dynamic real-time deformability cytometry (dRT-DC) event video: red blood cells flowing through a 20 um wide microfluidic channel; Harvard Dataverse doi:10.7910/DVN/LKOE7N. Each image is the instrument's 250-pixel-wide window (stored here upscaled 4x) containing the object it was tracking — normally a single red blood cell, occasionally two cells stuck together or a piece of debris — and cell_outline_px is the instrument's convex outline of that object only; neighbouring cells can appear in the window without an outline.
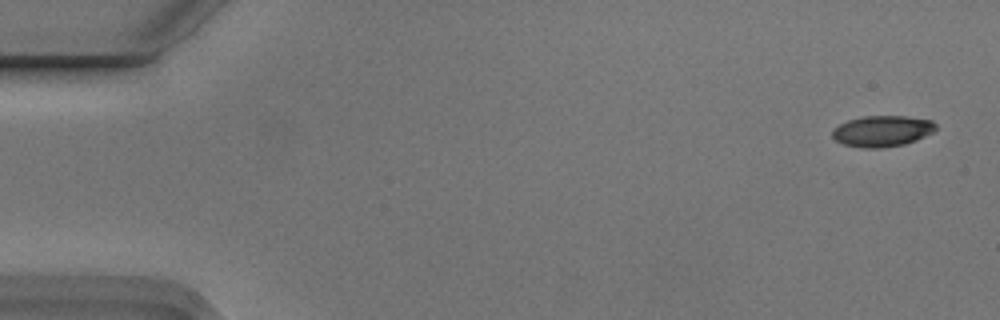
{"species": "Egyptian fruit bat (a non-hibernating species)", "species_latin": "Rousettus aegyptiacus", "temperature_condition": "cold", "stored_images_in_passage": 5, "camera_frame_rate_fps": 3000, "um_per_image_px": 0.085, "animal": {"sex": "male"}, "frame": {"image": 1, "passage_image": 1, "time_ms": 0.0, "image_size_px": [1000, 320], "cell_outline_px": [[936, 128], [932, 132], [916, 140], [904, 144], [880, 148], [864, 148], [844, 144], [836, 140], [832, 136], [832, 128], [848, 120], [864, 116], [904, 116], [932, 120], [936, 124]], "centroid_in_image_um": [74.97, 11.14], "position_along_channel_um": 10.0, "area_um2": 18.61}}
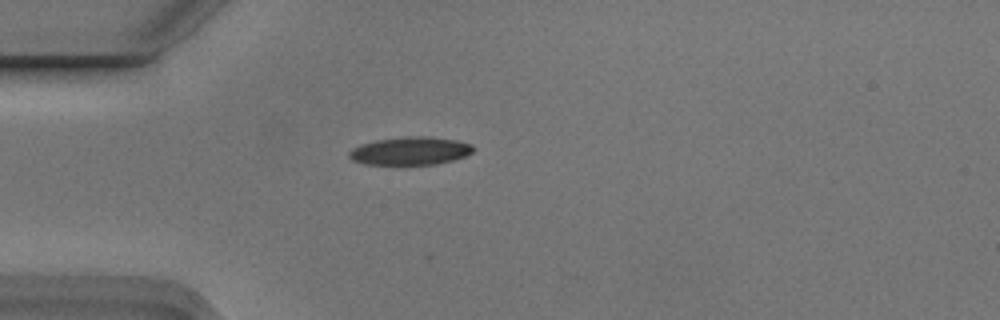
{"frame": {"image": 2, "passage_image": 4, "time_ms": 1.0, "image_size_px": [1000, 320], "cell_outline_px": [[476, 148], [472, 152], [464, 156], [452, 160], [436, 164], [364, 164], [352, 160], [348, 156], [348, 152], [352, 148], [360, 144], [376, 140], [408, 136], [428, 136], [456, 140], [472, 144]], "centroid_in_image_um": [34.86, 12.82], "position_along_channel_um": 50.1, "area_um2": 20.29}}